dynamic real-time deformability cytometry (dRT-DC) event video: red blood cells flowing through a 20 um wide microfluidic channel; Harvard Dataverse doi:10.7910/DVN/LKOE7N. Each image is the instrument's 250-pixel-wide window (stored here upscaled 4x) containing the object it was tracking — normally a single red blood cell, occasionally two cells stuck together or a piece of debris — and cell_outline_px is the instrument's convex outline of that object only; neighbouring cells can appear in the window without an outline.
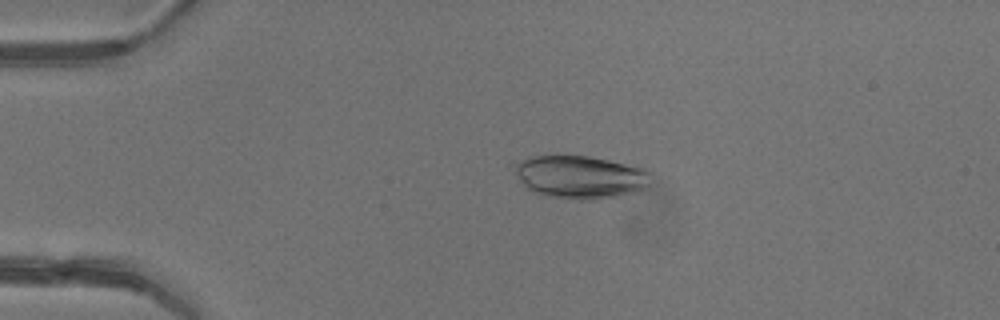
{"species": "common noctule bat (a hibernating species)", "species_latin": "Nyctalus noctula", "temperature_condition": "warm", "stored_images_in_passage": 5, "camera_frame_rate_fps": 3000, "um_per_image_px": 0.085, "animal": {"sex": "female"}, "frame": {"image": 1, "passage_image": 4, "time_ms": 3.333, "image_size_px": [1000, 320], "cell_outline_px": [[652, 184], [648, 188], [640, 192], [596, 200], [580, 200], [544, 196], [532, 192], [520, 180], [508, 164], [508, 160], [528, 156], [588, 156], [640, 164], [648, 168]], "centroid_in_image_um": [49.34, 15.02], "position_along_channel_um": 35.7, "area_um2": 35.89}}